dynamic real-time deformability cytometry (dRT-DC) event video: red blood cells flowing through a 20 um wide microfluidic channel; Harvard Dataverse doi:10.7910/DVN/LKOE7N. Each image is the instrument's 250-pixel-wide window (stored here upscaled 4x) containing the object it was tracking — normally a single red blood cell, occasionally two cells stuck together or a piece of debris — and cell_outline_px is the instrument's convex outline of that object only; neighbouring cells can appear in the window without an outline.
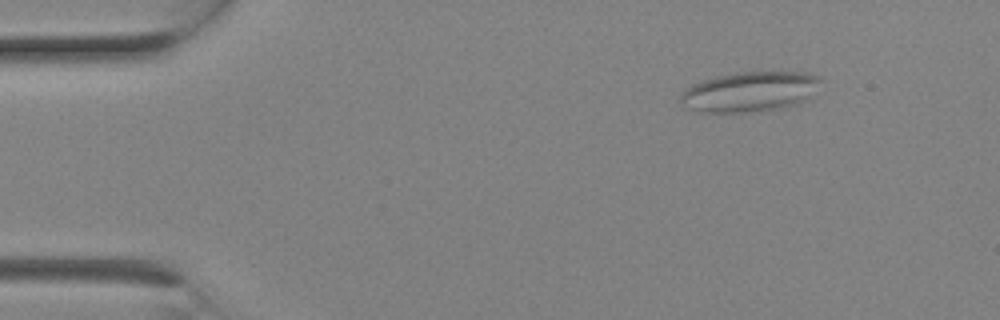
{"species": "Egyptian fruit bat (a non-hibernating species)", "species_latin": "Rousettus aegyptiacus", "temperature_condition": "room temperature", "stored_images_in_passage": 3, "camera_frame_rate_fps": 3000, "um_per_image_px": 0.085, "animal": {"sex": "female"}, "frame": {"image": 1, "passage_image": 3, "time_ms": 0.667, "image_size_px": [1000, 320], "cell_outline_px": [[824, 80], [808, 100], [796, 104], [780, 108], [740, 112], [704, 112], [684, 108], [680, 104], [680, 96], [684, 88], [700, 80], [716, 76], [740, 72], [808, 72], [820, 76]], "centroid_in_image_um": [63.74, 7.78], "position_along_channel_um": 21.3, "area_um2": 33.12}}